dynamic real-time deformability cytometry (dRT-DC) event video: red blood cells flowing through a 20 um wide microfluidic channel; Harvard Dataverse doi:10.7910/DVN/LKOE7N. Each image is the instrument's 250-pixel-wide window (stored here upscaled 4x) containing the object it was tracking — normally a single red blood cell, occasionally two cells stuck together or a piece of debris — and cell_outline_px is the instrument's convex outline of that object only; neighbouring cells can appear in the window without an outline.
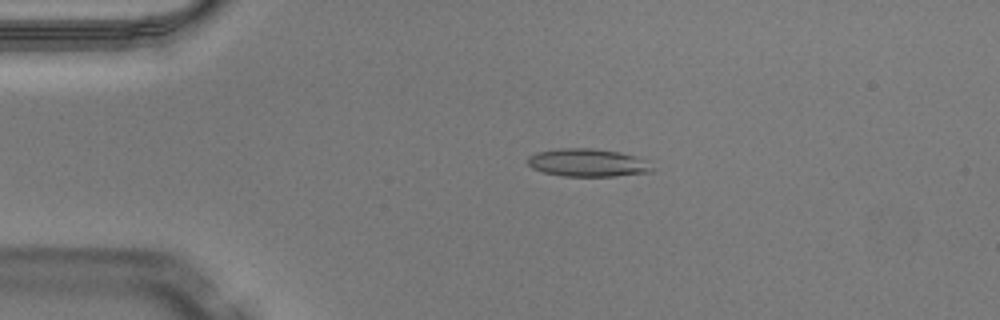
{"species": "Egyptian fruit bat (a non-hibernating species)", "species_latin": "Rousettus aegyptiacus", "temperature_condition": "warm", "stored_images_in_passage": 36, "camera_frame_rate_fps": 3000, "um_per_image_px": 0.085, "animal": {"sex": "male"}, "frame": {"image": 1, "passage_image": 3, "time_ms": 0.667, "image_size_px": [1000, 320], "cell_outline_px": [[652, 172], [616, 176], [564, 176], [544, 172], [532, 168], [528, 164], [528, 156], [536, 152], [556, 148], [592, 148], [620, 152], [636, 156], [652, 168]], "centroid_in_image_um": [49.89, 13.82], "position_along_channel_um": 35.1, "area_um2": 20.11}}
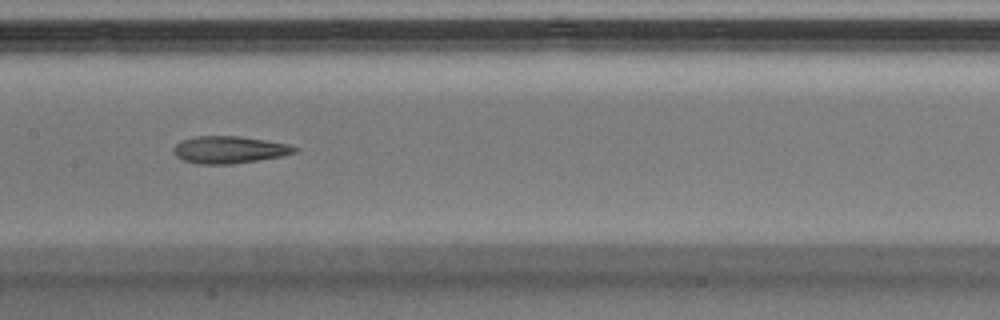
{"frame": {"image": 2, "passage_image": 17, "time_ms": 5.333, "image_size_px": [1000, 320], "cell_outline_px": [[300, 148], [296, 152], [280, 156], [232, 164], [200, 164], [184, 160], [176, 156], [172, 152], [172, 148], [180, 140], [196, 136], [240, 136], [288, 144]], "centroid_in_image_um": [19.45, 12.72], "position_along_channel_um": 187.9, "area_um2": 19.13}}
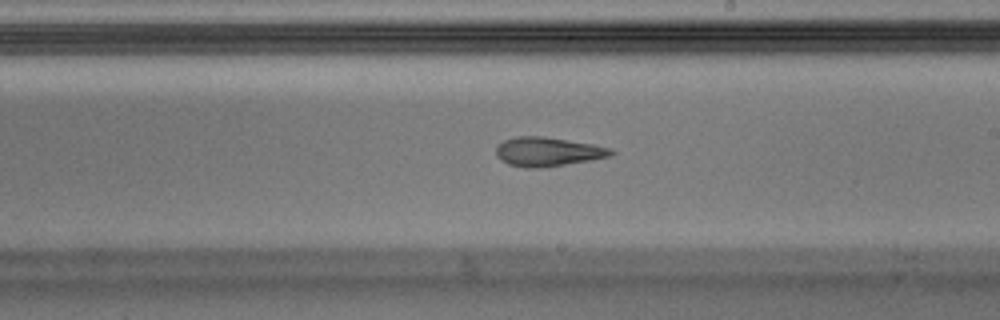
{"frame": {"image": 3, "passage_image": 21, "time_ms": 6.667, "image_size_px": [1000, 320], "cell_outline_px": [[616, 152], [612, 156], [540, 168], [524, 168], [508, 164], [500, 160], [496, 156], [496, 148], [504, 140], [516, 136], [544, 136], [592, 144], [612, 148]], "centroid_in_image_um": [46.55, 12.89], "position_along_channel_um": 242.4, "area_um2": 19.48}, "authors_computed_cell_mechanics": {"area_um2": 19.5075, "velocity_mm_per_s": 4.1085, "shape_relaxation_time_tau1_ms": null, "shape_relaxation_time_tau2_ms": 4.1212, "deformation_change_tau1": null, "deformation_change_tau2": 0.1484}}